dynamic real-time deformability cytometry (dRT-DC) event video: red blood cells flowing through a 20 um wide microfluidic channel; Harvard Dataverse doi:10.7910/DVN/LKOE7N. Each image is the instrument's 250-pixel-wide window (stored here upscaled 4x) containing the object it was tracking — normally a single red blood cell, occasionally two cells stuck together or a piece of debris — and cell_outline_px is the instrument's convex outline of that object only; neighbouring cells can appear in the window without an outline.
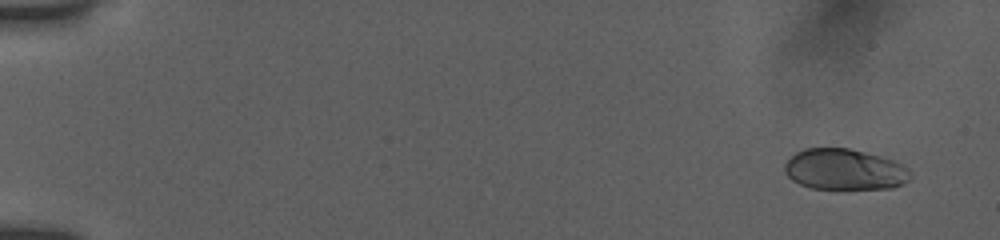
{"species": "human", "species_latin": "Homo sapiens", "temperature_condition": "room temperature", "stored_images_in_passage": 27, "camera_frame_rate_fps": 3000, "um_per_image_px": 0.085, "donor": {"sex": "female"}, "frame": {"image": 1, "passage_image": 3, "time_ms": 1.0, "image_size_px": [1000, 240], "cell_outline_px": [[912, 176], [908, 180], [892, 188], [812, 188], [800, 184], [792, 180], [784, 172], [784, 164], [796, 152], [804, 148], [848, 148], [880, 156], [892, 160], [908, 168], [912, 172]], "centroid_in_image_um": [71.77, 14.39], "position_along_channel_um": 13.2, "area_um2": 29.77}}
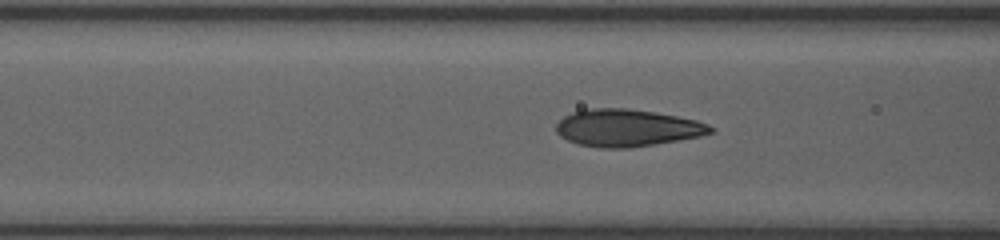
{"frame": {"image": 2, "passage_image": 18, "time_ms": 7.667, "image_size_px": [1000, 240], "cell_outline_px": [[712, 132], [700, 136], [628, 148], [600, 148], [580, 144], [568, 140], [560, 136], [556, 132], [556, 124], [564, 116], [572, 112], [584, 108], [628, 108], [656, 112], [696, 120], [708, 124], [712, 128]], "centroid_in_image_um": [53.25, 10.85], "position_along_channel_um": 113.3, "area_um2": 33.29}}
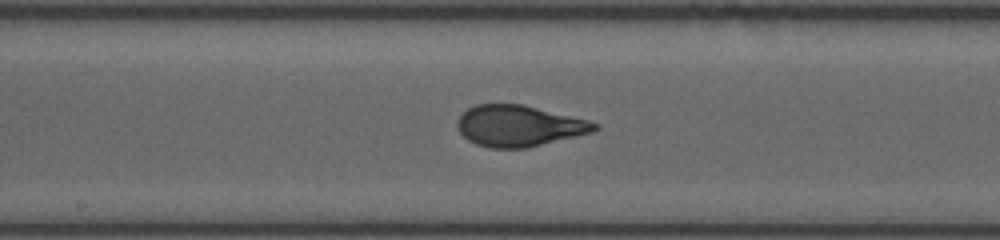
{"frame": {"image": 3, "passage_image": 26, "time_ms": 10.0, "image_size_px": [1000, 240], "cell_outline_px": [[600, 128], [592, 132], [528, 148], [488, 148], [476, 144], [468, 140], [460, 132], [456, 124], [456, 120], [468, 108], [476, 104], [524, 104], [588, 120], [600, 124]], "centroid_in_image_um": [44.11, 10.7], "position_along_channel_um": 204.1, "area_um2": 33.0}}